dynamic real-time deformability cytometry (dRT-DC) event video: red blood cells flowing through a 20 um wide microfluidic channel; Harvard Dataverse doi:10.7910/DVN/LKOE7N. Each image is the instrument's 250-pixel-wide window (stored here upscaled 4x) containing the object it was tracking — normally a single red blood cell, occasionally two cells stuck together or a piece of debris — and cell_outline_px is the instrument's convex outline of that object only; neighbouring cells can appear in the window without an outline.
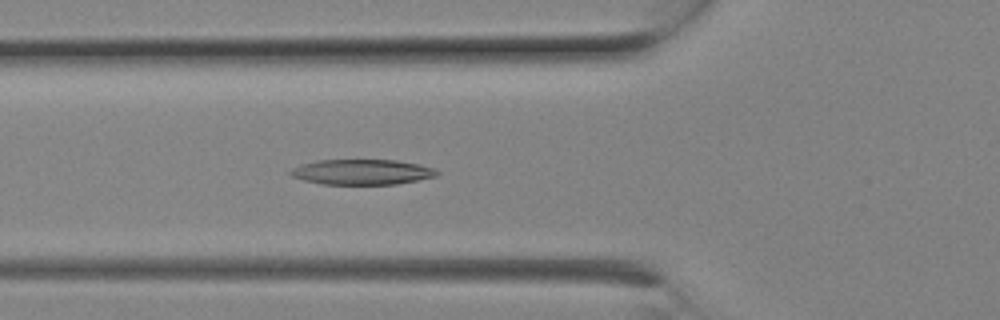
{"species": "Egyptian fruit bat (a non-hibernating species)", "species_latin": "Rousettus aegyptiacus", "temperature_condition": "room temperature", "stored_images_in_passage": 8, "camera_frame_rate_fps": 3000, "um_per_image_px": 0.085, "animal": {"sex": "female"}, "frame": {"image": 1, "passage_image": 8, "time_ms": 2.333, "image_size_px": [1000, 320], "cell_outline_px": [[440, 172], [436, 176], [396, 184], [324, 184], [304, 180], [292, 176], [288, 172], [292, 168], [300, 164], [316, 160], [396, 160], [420, 164], [432, 168]], "centroid_in_image_um": [30.74, 14.61], "position_along_channel_um": 95.1, "area_um2": 21.5}}